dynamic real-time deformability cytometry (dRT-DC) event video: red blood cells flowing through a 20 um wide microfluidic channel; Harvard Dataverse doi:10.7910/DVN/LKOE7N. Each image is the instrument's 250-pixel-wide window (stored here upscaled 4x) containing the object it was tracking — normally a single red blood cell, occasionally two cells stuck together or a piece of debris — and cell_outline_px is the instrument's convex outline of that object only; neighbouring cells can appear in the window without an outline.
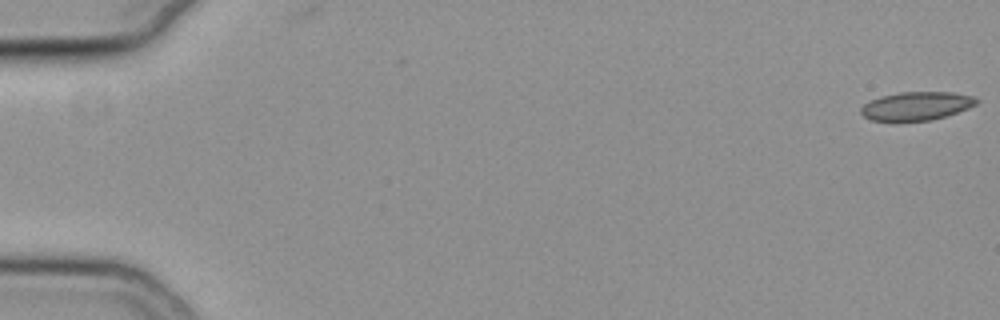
{"species": "common noctule bat (a hibernating species)", "species_latin": "Nyctalus noctula", "temperature_condition": "cold", "stored_images_in_passage": 21, "camera_frame_rate_fps": 3000, "um_per_image_px": 0.085, "animal": {"sex": "female", "body_mass_g": 19.3, "forearm_length_mm": 54.1}, "frame": {"image": 1, "passage_image": 1, "time_ms": 0.0, "image_size_px": [1000, 320], "cell_outline_px": [[980, 100], [976, 104], [968, 108], [944, 116], [928, 120], [872, 120], [864, 116], [860, 112], [860, 108], [864, 104], [880, 96], [900, 92], [952, 92], [972, 96]], "centroid_in_image_um": [77.9, 8.99], "position_along_channel_um": 7.1, "area_um2": 18.79}}
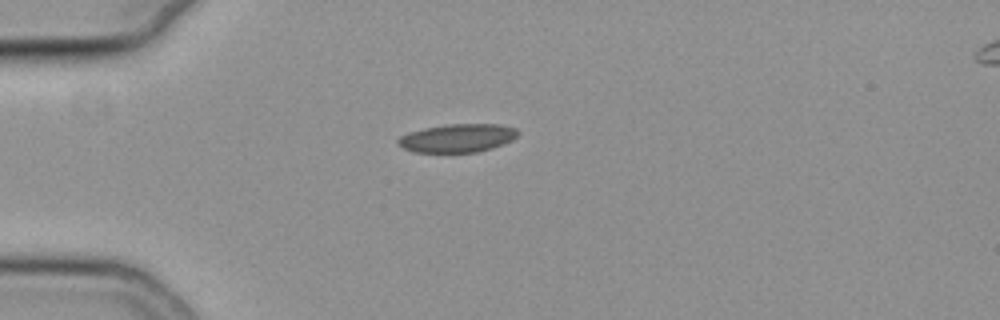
{"frame": {"image": 2, "passage_image": 15, "time_ms": 4.667, "image_size_px": [1000, 320], "cell_outline_px": [[520, 132], [512, 140], [492, 148], [476, 152], [412, 152], [404, 148], [396, 140], [400, 136], [408, 132], [424, 128], [448, 124], [500, 124], [516, 128]], "centroid_in_image_um": [38.89, 11.73], "position_along_channel_um": 46.1, "area_um2": 19.77}}
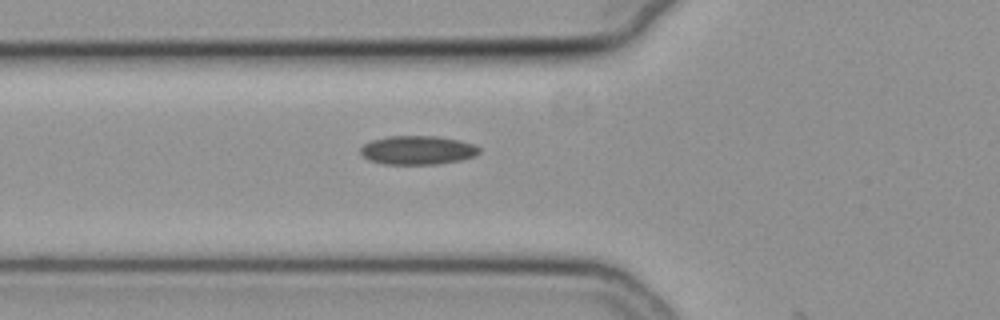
{"frame": {"image": 3, "passage_image": 20, "time_ms": 6.333, "image_size_px": [1000, 320], "cell_outline_px": [[480, 152], [472, 156], [460, 160], [436, 164], [384, 164], [368, 160], [360, 152], [360, 148], [364, 144], [372, 140], [388, 136], [436, 136], [460, 140], [476, 144], [480, 148]], "centroid_in_image_um": [35.5, 12.76], "position_along_channel_um": 90.3, "area_um2": 19.94}}